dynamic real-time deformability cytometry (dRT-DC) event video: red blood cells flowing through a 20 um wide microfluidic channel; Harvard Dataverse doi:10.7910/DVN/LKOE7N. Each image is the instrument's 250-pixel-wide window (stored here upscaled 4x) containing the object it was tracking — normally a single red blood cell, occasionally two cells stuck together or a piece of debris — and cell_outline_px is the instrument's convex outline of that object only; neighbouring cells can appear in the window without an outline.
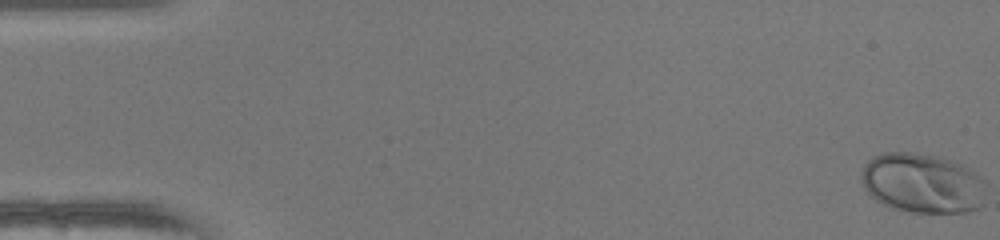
{"species": "human", "species_latin": "Homo sapiens", "temperature_condition": "warm", "stored_images_in_passage": 50, "camera_frame_rate_fps": 3000, "um_per_image_px": 0.085, "donor": {"sex": "female"}, "frame": {"image": 1, "passage_image": 1, "time_ms": 0.0, "image_size_px": [1000, 240], "cell_outline_px": [[984, 204], [976, 208], [964, 212], [908, 212], [892, 208], [876, 200], [864, 188], [860, 180], [860, 176], [864, 164], [868, 160], [884, 152], [912, 152], [936, 156], [964, 164], [980, 176], [984, 180]], "centroid_in_image_um": [78.39, 15.56], "position_along_channel_um": 6.6, "area_um2": 43.64}}
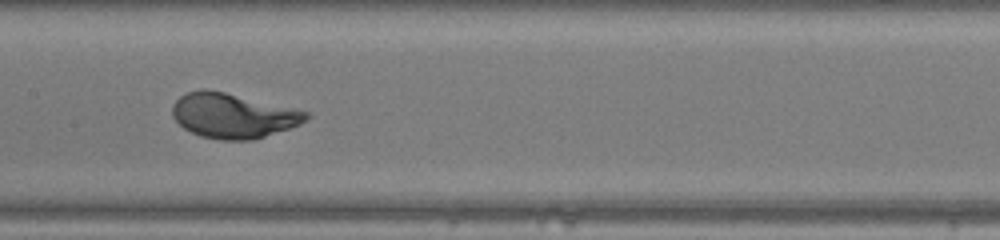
{"frame": {"image": 2, "passage_image": 26, "time_ms": 8.333, "image_size_px": [1000, 240], "cell_outline_px": [[308, 116], [300, 124], [252, 140], [220, 140], [200, 136], [184, 128], [172, 116], [172, 104], [180, 96], [188, 92], [200, 88], [204, 88], [224, 92], [308, 112]], "centroid_in_image_um": [19.73, 9.83], "position_along_channel_um": 187.7, "area_um2": 34.39}}
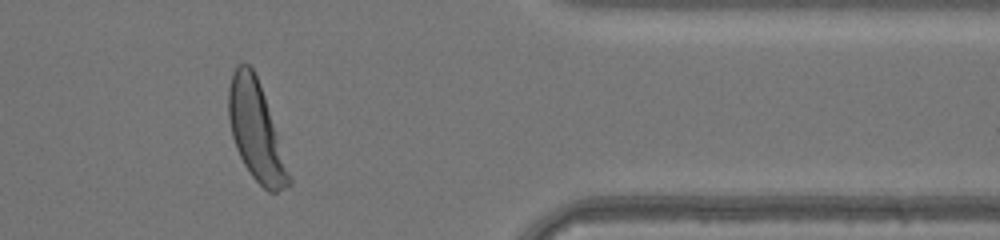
{"frame": {"image": 3, "passage_image": 42, "time_ms": 13.667, "image_size_px": [1000, 240], "cell_outline_px": [[292, 184], [276, 192], [268, 192], [252, 176], [244, 164], [236, 148], [232, 136], [228, 116], [228, 88], [232, 72], [236, 64], [244, 60], [252, 68], [256, 76], [264, 96], [292, 180]], "centroid_in_image_um": [21.72, 11.1], "position_along_channel_um": 389.7, "area_um2": 34.16}, "authors_computed_cell_mechanics": {"area_um2": 34.7667, "velocity_mm_per_s": 4.1798, "shape_relaxation_time_tau1_ms": 1.7113, "shape_relaxation_time_tau2_ms": null, "deformation_change_tau1": 0.1917, "deformation_change_tau2": null}}